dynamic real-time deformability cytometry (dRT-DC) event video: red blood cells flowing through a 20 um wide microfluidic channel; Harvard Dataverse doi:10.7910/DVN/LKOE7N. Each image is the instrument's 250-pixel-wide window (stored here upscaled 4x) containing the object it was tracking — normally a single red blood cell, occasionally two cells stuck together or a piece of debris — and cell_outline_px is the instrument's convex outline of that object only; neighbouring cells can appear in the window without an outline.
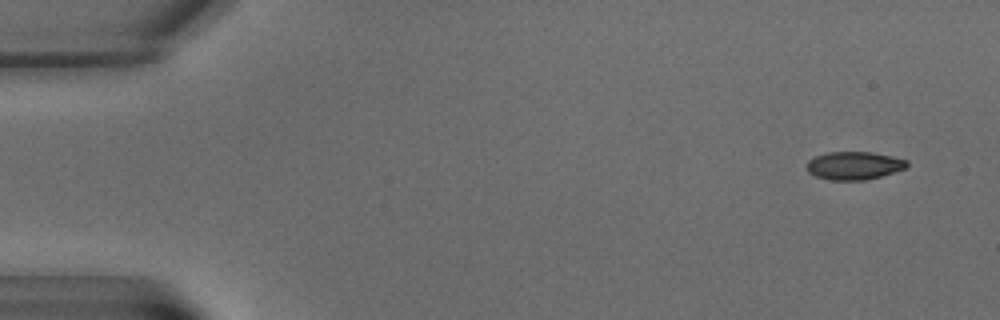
{"species": "common noctule bat (a hibernating species)", "species_latin": "Nyctalus noctula", "temperature_condition": "warm", "stored_images_in_passage": 6, "camera_frame_rate_fps": 3000, "um_per_image_px": 0.085, "animal": {"sex": "male", "body_mass_g": 15.6}, "frame": {"image": 1, "passage_image": 2, "time_ms": 1.0, "image_size_px": [1000, 320], "cell_outline_px": [[908, 164], [904, 168], [880, 176], [864, 180], [828, 180], [816, 176], [808, 172], [808, 160], [816, 156], [828, 152], [872, 152], [892, 156], [908, 160]], "centroid_in_image_um": [72.59, 14.07], "position_along_channel_um": 12.4, "area_um2": 16.18}}
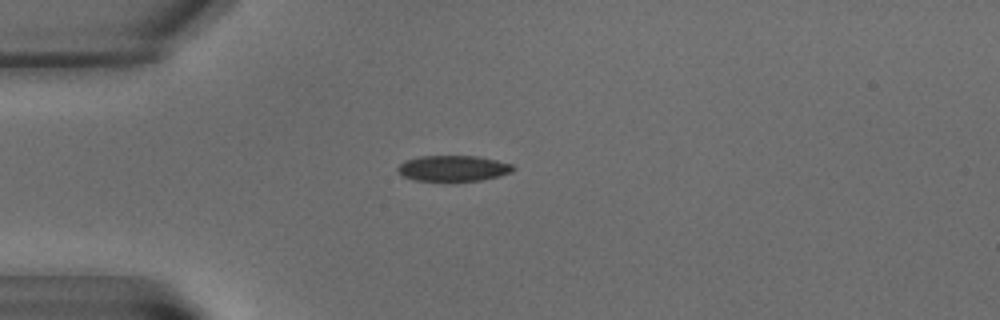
{"frame": {"image": 2, "passage_image": 6, "time_ms": 6.0, "image_size_px": [1000, 320], "cell_outline_px": [[516, 168], [512, 172], [500, 176], [480, 180], [412, 180], [400, 176], [396, 172], [396, 168], [404, 160], [420, 156], [476, 156], [496, 160], [512, 164]], "centroid_in_image_um": [38.48, 14.3], "position_along_channel_um": 46.5, "area_um2": 17.4}}